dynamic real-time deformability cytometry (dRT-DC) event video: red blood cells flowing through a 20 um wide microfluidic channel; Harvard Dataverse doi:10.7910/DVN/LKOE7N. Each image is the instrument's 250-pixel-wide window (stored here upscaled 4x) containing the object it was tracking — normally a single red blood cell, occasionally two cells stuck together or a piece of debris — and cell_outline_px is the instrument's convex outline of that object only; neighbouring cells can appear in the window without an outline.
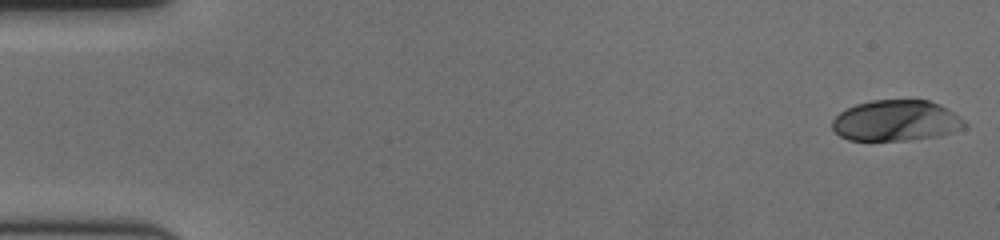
{"species": "human", "species_latin": "Homo sapiens", "temperature_condition": "cold", "stored_images_in_passage": 58, "camera_frame_rate_fps": 3000, "um_per_image_px": 0.085, "donor": {"sex": "female"}, "frame": {"image": 1, "passage_image": 1, "time_ms": 0.0, "image_size_px": [1000, 240], "cell_outline_px": [[968, 124], [964, 128], [936, 136], [908, 140], [848, 140], [840, 136], [832, 128], [832, 120], [840, 112], [856, 104], [872, 100], [928, 100], [940, 104], [964, 120]], "centroid_in_image_um": [76.15, 10.25], "position_along_channel_um": 8.9, "area_um2": 31.33}}
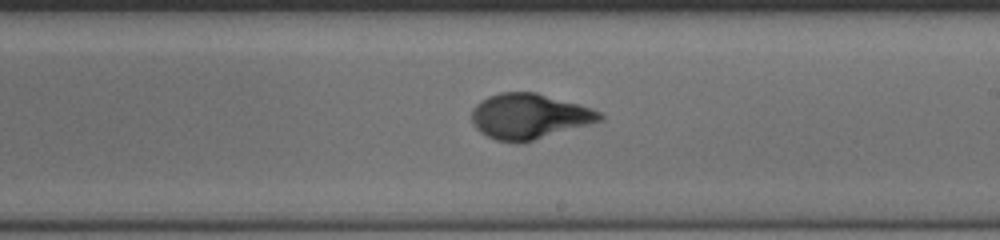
{"frame": {"image": 2, "passage_image": 34, "time_ms": 11.0, "image_size_px": [1000, 240], "cell_outline_px": [[604, 120], [524, 144], [516, 144], [496, 140], [480, 132], [472, 124], [472, 108], [480, 100], [488, 96], [500, 92], [536, 92], [592, 108], [600, 112], [604, 116]], "centroid_in_image_um": [44.98, 9.91], "position_along_channel_um": 244.0, "area_um2": 34.39}}
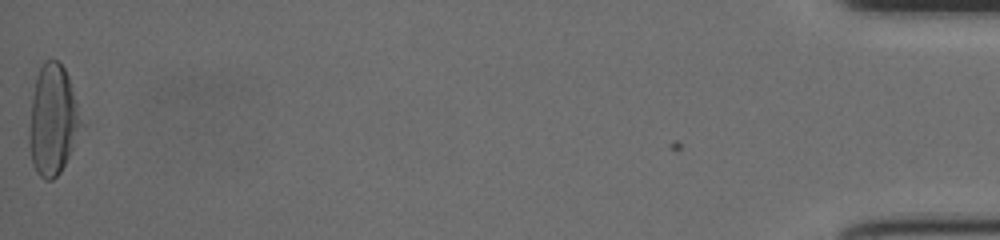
{"frame": {"image": 3, "passage_image": 58, "time_ms": 19.0, "image_size_px": [1000, 240], "cell_outline_px": [[84, 124], [60, 172], [52, 180], [44, 180], [36, 172], [32, 164], [28, 144], [28, 136], [32, 96], [36, 76], [44, 60], [56, 60], [64, 68], [68, 76]], "centroid_in_image_um": [4.48, 10.22], "position_along_channel_um": 430.7, "area_um2": 33.41}, "authors_computed_cell_mechanics": {"area_um2": 32.4836, "velocity_mm_per_s": 3.5698, "shape_relaxation_time_tau1_ms": 3.5021, "shape_relaxation_time_tau2_ms": 0.7072, "deformation_change_tau1": 0.2061, "deformation_change_tau2": 0.0606}}